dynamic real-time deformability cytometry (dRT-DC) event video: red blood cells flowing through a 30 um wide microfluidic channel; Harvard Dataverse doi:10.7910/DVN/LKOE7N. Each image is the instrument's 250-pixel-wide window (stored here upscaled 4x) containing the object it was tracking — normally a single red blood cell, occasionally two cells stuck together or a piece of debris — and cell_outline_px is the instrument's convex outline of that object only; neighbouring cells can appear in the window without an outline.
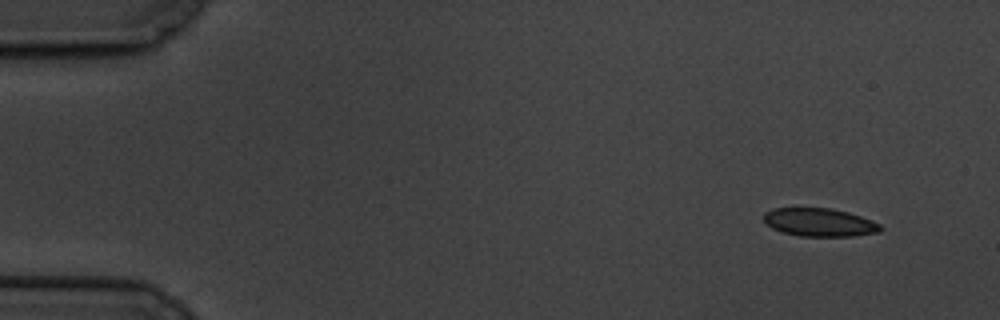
{"species": "common noctule bat (a hibernating species)", "species_latin": "Nyctalus noctula", "temperature_condition": "cold", "stored_images_in_passage": 5, "camera_frame_rate_fps": 3000, "um_per_image_px": 0.085, "animal": {"sex": "male", "body_mass_g": 19.5, "forearm_length_mm": 54.6}, "frame": {"image": 1, "passage_image": 1, "time_ms": 0.0, "image_size_px": [1000, 320], "cell_outline_px": [[884, 228], [880, 232], [852, 236], [800, 236], [780, 232], [772, 228], [764, 220], [764, 212], [772, 208], [832, 208], [848, 212], [860, 216], [880, 224]], "centroid_in_image_um": [69.65, 18.9], "position_along_channel_um": 15.3, "area_um2": 19.25}}
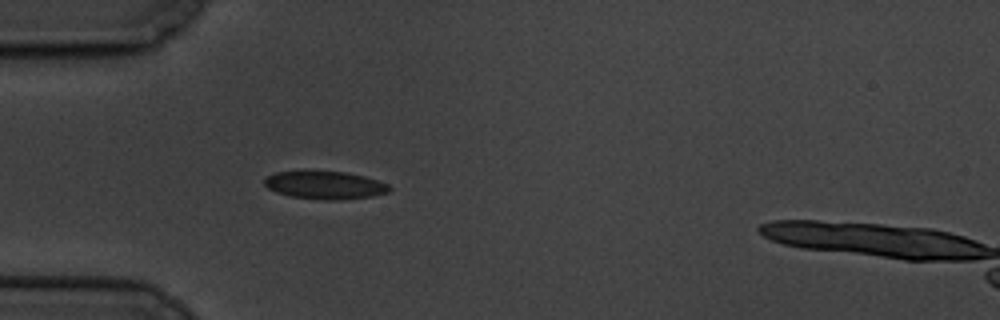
{"frame": {"image": 2, "passage_image": 5, "time_ms": 4.333, "image_size_px": [1000, 320], "cell_outline_px": [[392, 188], [388, 192], [372, 196], [340, 200], [324, 200], [292, 196], [276, 192], [268, 188], [264, 184], [264, 176], [276, 172], [304, 168], [348, 172], [364, 176], [388, 184]], "centroid_in_image_um": [27.56, 15.68], "position_along_channel_um": 57.4, "area_um2": 21.15}}